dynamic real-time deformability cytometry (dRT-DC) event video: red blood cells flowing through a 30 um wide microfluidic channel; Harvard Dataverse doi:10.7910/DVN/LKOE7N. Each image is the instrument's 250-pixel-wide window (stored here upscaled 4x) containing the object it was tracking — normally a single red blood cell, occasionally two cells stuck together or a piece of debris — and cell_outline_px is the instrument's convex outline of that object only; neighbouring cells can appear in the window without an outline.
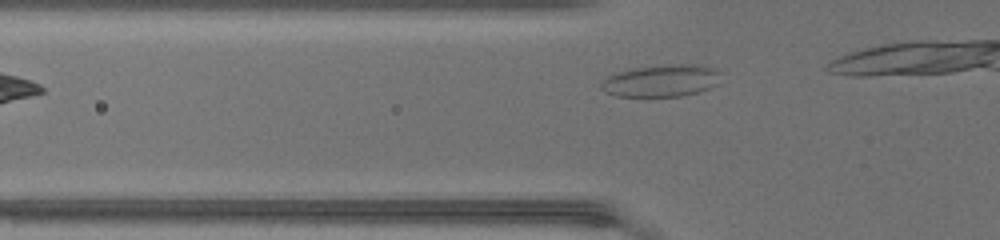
{"species": "common noctule bat (a hibernating species)", "species_latin": "Nyctalus noctula", "temperature_condition": "warm", "stored_images_in_passage": 8, "camera_frame_rate_fps": 3000, "um_per_image_px": 0.085, "animal": {"sex": "female", "body_mass_g": 17.0, "forearm_length_mm": 48.0}, "frame": {"image": 1, "passage_image": 3, "time_ms": 0.667, "image_size_px": [1000, 240], "cell_outline_px": [[716, 84], [708, 88], [696, 92], [680, 96], [616, 96], [600, 88], [600, 84], [608, 76], [632, 68], [676, 64], [696, 64], [712, 68], [716, 72]], "centroid_in_image_um": [56.14, 6.86], "position_along_channel_um": 69.7, "area_um2": 21.68}}
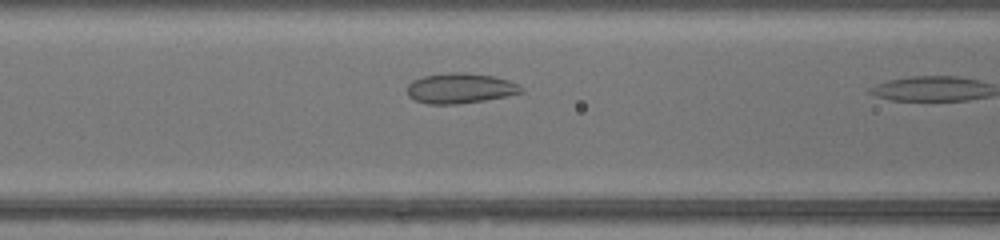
{"frame": {"image": 2, "passage_image": 7, "time_ms": 2.0, "image_size_px": [1000, 240], "cell_outline_px": [[524, 92], [484, 100], [456, 104], [428, 104], [416, 100], [408, 96], [408, 84], [412, 80], [424, 76], [448, 72], [464, 72], [492, 76], [508, 80], [524, 88]], "centroid_in_image_um": [39.1, 7.49], "position_along_channel_um": 127.5, "area_um2": 19.94}}